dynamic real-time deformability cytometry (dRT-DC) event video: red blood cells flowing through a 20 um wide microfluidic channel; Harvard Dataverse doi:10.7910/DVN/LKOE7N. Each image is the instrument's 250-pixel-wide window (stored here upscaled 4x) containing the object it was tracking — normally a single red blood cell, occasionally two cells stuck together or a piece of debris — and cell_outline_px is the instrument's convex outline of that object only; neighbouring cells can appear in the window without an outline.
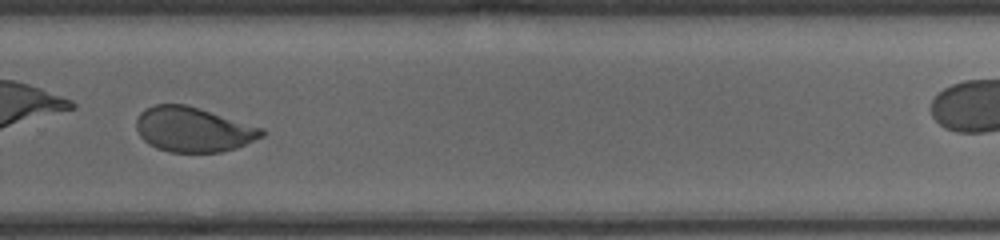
{"species": "human", "species_latin": "Homo sapiens", "temperature_condition": "cold", "stored_images_in_passage": 36, "camera_frame_rate_fps": 3000, "um_per_image_px": 0.085, "donor": {"sex": "male"}, "frame": {"image": 1, "passage_image": 26, "time_ms": 8.333, "image_size_px": [1000, 240], "cell_outline_px": [[264, 136], [236, 148], [220, 152], [168, 152], [156, 148], [148, 144], [140, 136], [136, 128], [136, 120], [140, 112], [144, 108], [152, 104], [188, 104], [264, 128]], "centroid_in_image_um": [16.4, 10.99], "position_along_channel_um": 313.4, "area_um2": 33.12}}